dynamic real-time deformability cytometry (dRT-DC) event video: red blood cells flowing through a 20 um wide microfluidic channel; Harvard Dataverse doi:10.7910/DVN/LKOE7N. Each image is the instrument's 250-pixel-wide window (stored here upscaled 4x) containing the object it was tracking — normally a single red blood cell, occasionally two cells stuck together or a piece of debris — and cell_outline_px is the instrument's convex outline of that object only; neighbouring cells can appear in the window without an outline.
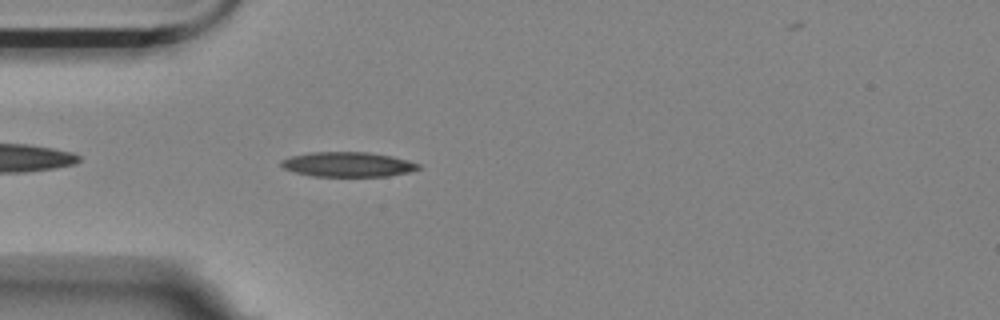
{"species": "Egyptian fruit bat (a non-hibernating species)", "species_latin": "Rousettus aegyptiacus", "temperature_condition": "room temperature", "stored_images_in_passage": 4, "segment_of_instrument_passage": [2, 2], "camera_frame_rate_fps": 3000, "um_per_image_px": 0.085, "animal": {"sex": "female"}, "frame": {"image": 1, "passage_image": 4, "time_ms": 4.333, "image_size_px": [1000, 320], "cell_outline_px": [[420, 168], [408, 172], [388, 176], [312, 176], [296, 172], [284, 168], [280, 164], [280, 160], [292, 156], [312, 152], [368, 152], [392, 156], [408, 160], [420, 164]], "centroid_in_image_um": [29.58, 13.97], "position_along_channel_um": 55.4, "area_um2": 19.71}}